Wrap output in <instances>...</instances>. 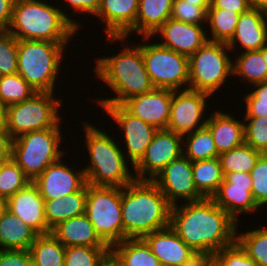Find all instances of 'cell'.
I'll use <instances>...</instances> for the list:
<instances>
[{
  "instance_id": "obj_1",
  "label": "cell",
  "mask_w": 267,
  "mask_h": 266,
  "mask_svg": "<svg viewBox=\"0 0 267 266\" xmlns=\"http://www.w3.org/2000/svg\"><path fill=\"white\" fill-rule=\"evenodd\" d=\"M239 225L212 198L179 203L171 209V228L193 251L208 259L236 242Z\"/></svg>"
},
{
  "instance_id": "obj_2",
  "label": "cell",
  "mask_w": 267,
  "mask_h": 266,
  "mask_svg": "<svg viewBox=\"0 0 267 266\" xmlns=\"http://www.w3.org/2000/svg\"><path fill=\"white\" fill-rule=\"evenodd\" d=\"M61 7L47 0H15L8 32L17 40L70 43L82 24Z\"/></svg>"
},
{
  "instance_id": "obj_3",
  "label": "cell",
  "mask_w": 267,
  "mask_h": 266,
  "mask_svg": "<svg viewBox=\"0 0 267 266\" xmlns=\"http://www.w3.org/2000/svg\"><path fill=\"white\" fill-rule=\"evenodd\" d=\"M123 240L170 226L172 205L152 180L134 179L122 188Z\"/></svg>"
},
{
  "instance_id": "obj_4",
  "label": "cell",
  "mask_w": 267,
  "mask_h": 266,
  "mask_svg": "<svg viewBox=\"0 0 267 266\" xmlns=\"http://www.w3.org/2000/svg\"><path fill=\"white\" fill-rule=\"evenodd\" d=\"M136 44V45H135ZM125 45L116 55L95 58V78L112 89L110 98H96V104H123L130 97L152 91L153 86L146 71L141 43Z\"/></svg>"
},
{
  "instance_id": "obj_5",
  "label": "cell",
  "mask_w": 267,
  "mask_h": 266,
  "mask_svg": "<svg viewBox=\"0 0 267 266\" xmlns=\"http://www.w3.org/2000/svg\"><path fill=\"white\" fill-rule=\"evenodd\" d=\"M82 126L85 135L83 146L90 160L86 167H82L87 184L123 188L131 183L135 179L134 173L130 171L133 166L130 167L121 149L122 143L115 142L116 138L113 139L105 130L88 121H83Z\"/></svg>"
},
{
  "instance_id": "obj_6",
  "label": "cell",
  "mask_w": 267,
  "mask_h": 266,
  "mask_svg": "<svg viewBox=\"0 0 267 266\" xmlns=\"http://www.w3.org/2000/svg\"><path fill=\"white\" fill-rule=\"evenodd\" d=\"M68 43L18 40V71L37 92L56 93V80L62 75V58ZM63 55V56H62Z\"/></svg>"
},
{
  "instance_id": "obj_7",
  "label": "cell",
  "mask_w": 267,
  "mask_h": 266,
  "mask_svg": "<svg viewBox=\"0 0 267 266\" xmlns=\"http://www.w3.org/2000/svg\"><path fill=\"white\" fill-rule=\"evenodd\" d=\"M61 122L53 128L28 132L13 139L12 159L31 182L49 165L64 158L65 151L61 149V144L65 136L60 131Z\"/></svg>"
},
{
  "instance_id": "obj_8",
  "label": "cell",
  "mask_w": 267,
  "mask_h": 266,
  "mask_svg": "<svg viewBox=\"0 0 267 266\" xmlns=\"http://www.w3.org/2000/svg\"><path fill=\"white\" fill-rule=\"evenodd\" d=\"M227 43L207 41L188 57V89L213 96L232 76V60ZM229 78V79H228ZM222 86V87H221Z\"/></svg>"
},
{
  "instance_id": "obj_9",
  "label": "cell",
  "mask_w": 267,
  "mask_h": 266,
  "mask_svg": "<svg viewBox=\"0 0 267 266\" xmlns=\"http://www.w3.org/2000/svg\"><path fill=\"white\" fill-rule=\"evenodd\" d=\"M122 188L87 184L85 214L109 246L123 241Z\"/></svg>"
},
{
  "instance_id": "obj_10",
  "label": "cell",
  "mask_w": 267,
  "mask_h": 266,
  "mask_svg": "<svg viewBox=\"0 0 267 266\" xmlns=\"http://www.w3.org/2000/svg\"><path fill=\"white\" fill-rule=\"evenodd\" d=\"M62 101L54 93L36 92L21 103L8 106L7 131L15 139L28 132L55 127L63 119L59 113Z\"/></svg>"
},
{
  "instance_id": "obj_11",
  "label": "cell",
  "mask_w": 267,
  "mask_h": 266,
  "mask_svg": "<svg viewBox=\"0 0 267 266\" xmlns=\"http://www.w3.org/2000/svg\"><path fill=\"white\" fill-rule=\"evenodd\" d=\"M150 38L152 40L151 36H142L141 52L153 86L173 91L188 89V57L158 42L149 43Z\"/></svg>"
},
{
  "instance_id": "obj_12",
  "label": "cell",
  "mask_w": 267,
  "mask_h": 266,
  "mask_svg": "<svg viewBox=\"0 0 267 266\" xmlns=\"http://www.w3.org/2000/svg\"><path fill=\"white\" fill-rule=\"evenodd\" d=\"M99 107L106 111V115L110 116L117 123L123 137L126 151L125 157L134 166L144 155L147 147L150 145L155 133L158 129L139 117L130 113L122 104H99Z\"/></svg>"
},
{
  "instance_id": "obj_13",
  "label": "cell",
  "mask_w": 267,
  "mask_h": 266,
  "mask_svg": "<svg viewBox=\"0 0 267 266\" xmlns=\"http://www.w3.org/2000/svg\"><path fill=\"white\" fill-rule=\"evenodd\" d=\"M209 98L212 97L207 93L190 89L173 91L170 118L166 129L184 136L204 127L207 121L205 114H207Z\"/></svg>"
},
{
  "instance_id": "obj_14",
  "label": "cell",
  "mask_w": 267,
  "mask_h": 266,
  "mask_svg": "<svg viewBox=\"0 0 267 266\" xmlns=\"http://www.w3.org/2000/svg\"><path fill=\"white\" fill-rule=\"evenodd\" d=\"M182 154L183 136L167 129H159L144 155L133 166L135 179L152 180Z\"/></svg>"
},
{
  "instance_id": "obj_15",
  "label": "cell",
  "mask_w": 267,
  "mask_h": 266,
  "mask_svg": "<svg viewBox=\"0 0 267 266\" xmlns=\"http://www.w3.org/2000/svg\"><path fill=\"white\" fill-rule=\"evenodd\" d=\"M152 181L172 206L204 198L196 189L192 161L184 154L168 164Z\"/></svg>"
},
{
  "instance_id": "obj_16",
  "label": "cell",
  "mask_w": 267,
  "mask_h": 266,
  "mask_svg": "<svg viewBox=\"0 0 267 266\" xmlns=\"http://www.w3.org/2000/svg\"><path fill=\"white\" fill-rule=\"evenodd\" d=\"M252 184L250 173L226 174L212 199L239 223V217L244 216L241 214L247 215L261 210L252 196Z\"/></svg>"
},
{
  "instance_id": "obj_17",
  "label": "cell",
  "mask_w": 267,
  "mask_h": 266,
  "mask_svg": "<svg viewBox=\"0 0 267 266\" xmlns=\"http://www.w3.org/2000/svg\"><path fill=\"white\" fill-rule=\"evenodd\" d=\"M63 158L49 165L33 183L44 200H54L81 190L86 184L84 169H73ZM62 161V162H61ZM72 167V168H71Z\"/></svg>"
},
{
  "instance_id": "obj_18",
  "label": "cell",
  "mask_w": 267,
  "mask_h": 266,
  "mask_svg": "<svg viewBox=\"0 0 267 266\" xmlns=\"http://www.w3.org/2000/svg\"><path fill=\"white\" fill-rule=\"evenodd\" d=\"M139 8V0H102L95 17L105 24L106 41L126 42L135 34V22ZM133 31V32H132Z\"/></svg>"
},
{
  "instance_id": "obj_19",
  "label": "cell",
  "mask_w": 267,
  "mask_h": 266,
  "mask_svg": "<svg viewBox=\"0 0 267 266\" xmlns=\"http://www.w3.org/2000/svg\"><path fill=\"white\" fill-rule=\"evenodd\" d=\"M207 31L209 30L204 25L169 18L151 37L159 35L160 45L190 57L208 41Z\"/></svg>"
},
{
  "instance_id": "obj_20",
  "label": "cell",
  "mask_w": 267,
  "mask_h": 266,
  "mask_svg": "<svg viewBox=\"0 0 267 266\" xmlns=\"http://www.w3.org/2000/svg\"><path fill=\"white\" fill-rule=\"evenodd\" d=\"M173 90L154 88L135 95L122 105L134 116L159 129H166L170 118Z\"/></svg>"
},
{
  "instance_id": "obj_21",
  "label": "cell",
  "mask_w": 267,
  "mask_h": 266,
  "mask_svg": "<svg viewBox=\"0 0 267 266\" xmlns=\"http://www.w3.org/2000/svg\"><path fill=\"white\" fill-rule=\"evenodd\" d=\"M142 239L158 258L161 266L187 265L199 256L177 235L171 226L154 231Z\"/></svg>"
},
{
  "instance_id": "obj_22",
  "label": "cell",
  "mask_w": 267,
  "mask_h": 266,
  "mask_svg": "<svg viewBox=\"0 0 267 266\" xmlns=\"http://www.w3.org/2000/svg\"><path fill=\"white\" fill-rule=\"evenodd\" d=\"M7 203L8 210L38 235L51 233L46 222L44 199L33 182L10 196Z\"/></svg>"
},
{
  "instance_id": "obj_23",
  "label": "cell",
  "mask_w": 267,
  "mask_h": 266,
  "mask_svg": "<svg viewBox=\"0 0 267 266\" xmlns=\"http://www.w3.org/2000/svg\"><path fill=\"white\" fill-rule=\"evenodd\" d=\"M265 44H267V13L250 8L240 14L234 36L227 43L230 52L239 48H242L241 52L260 50Z\"/></svg>"
},
{
  "instance_id": "obj_24",
  "label": "cell",
  "mask_w": 267,
  "mask_h": 266,
  "mask_svg": "<svg viewBox=\"0 0 267 266\" xmlns=\"http://www.w3.org/2000/svg\"><path fill=\"white\" fill-rule=\"evenodd\" d=\"M207 116L206 127L210 130L219 154L244 143V122L231 113L212 110Z\"/></svg>"
},
{
  "instance_id": "obj_25",
  "label": "cell",
  "mask_w": 267,
  "mask_h": 266,
  "mask_svg": "<svg viewBox=\"0 0 267 266\" xmlns=\"http://www.w3.org/2000/svg\"><path fill=\"white\" fill-rule=\"evenodd\" d=\"M51 233L65 247H109L95 232L93 224L85 213L59 223Z\"/></svg>"
},
{
  "instance_id": "obj_26",
  "label": "cell",
  "mask_w": 267,
  "mask_h": 266,
  "mask_svg": "<svg viewBox=\"0 0 267 266\" xmlns=\"http://www.w3.org/2000/svg\"><path fill=\"white\" fill-rule=\"evenodd\" d=\"M87 184L79 191L63 198L44 200V209L48 229L51 231L59 223L85 213Z\"/></svg>"
},
{
  "instance_id": "obj_27",
  "label": "cell",
  "mask_w": 267,
  "mask_h": 266,
  "mask_svg": "<svg viewBox=\"0 0 267 266\" xmlns=\"http://www.w3.org/2000/svg\"><path fill=\"white\" fill-rule=\"evenodd\" d=\"M173 0H139L135 32L141 36H152L171 18Z\"/></svg>"
},
{
  "instance_id": "obj_28",
  "label": "cell",
  "mask_w": 267,
  "mask_h": 266,
  "mask_svg": "<svg viewBox=\"0 0 267 266\" xmlns=\"http://www.w3.org/2000/svg\"><path fill=\"white\" fill-rule=\"evenodd\" d=\"M37 236L33 229L9 210L0 220V250H29Z\"/></svg>"
},
{
  "instance_id": "obj_29",
  "label": "cell",
  "mask_w": 267,
  "mask_h": 266,
  "mask_svg": "<svg viewBox=\"0 0 267 266\" xmlns=\"http://www.w3.org/2000/svg\"><path fill=\"white\" fill-rule=\"evenodd\" d=\"M121 266H161L158 258L142 239H125L110 247Z\"/></svg>"
},
{
  "instance_id": "obj_30",
  "label": "cell",
  "mask_w": 267,
  "mask_h": 266,
  "mask_svg": "<svg viewBox=\"0 0 267 266\" xmlns=\"http://www.w3.org/2000/svg\"><path fill=\"white\" fill-rule=\"evenodd\" d=\"M232 76H238L239 79L250 84L267 81V66L260 50L245 51L238 53V56L232 57ZM246 80V81H245Z\"/></svg>"
},
{
  "instance_id": "obj_31",
  "label": "cell",
  "mask_w": 267,
  "mask_h": 266,
  "mask_svg": "<svg viewBox=\"0 0 267 266\" xmlns=\"http://www.w3.org/2000/svg\"><path fill=\"white\" fill-rule=\"evenodd\" d=\"M197 191L204 198H212L224 180L219 157L192 162Z\"/></svg>"
},
{
  "instance_id": "obj_32",
  "label": "cell",
  "mask_w": 267,
  "mask_h": 266,
  "mask_svg": "<svg viewBox=\"0 0 267 266\" xmlns=\"http://www.w3.org/2000/svg\"><path fill=\"white\" fill-rule=\"evenodd\" d=\"M29 252L33 266H64L65 246L52 233L38 235Z\"/></svg>"
},
{
  "instance_id": "obj_33",
  "label": "cell",
  "mask_w": 267,
  "mask_h": 266,
  "mask_svg": "<svg viewBox=\"0 0 267 266\" xmlns=\"http://www.w3.org/2000/svg\"><path fill=\"white\" fill-rule=\"evenodd\" d=\"M240 14L232 10L208 8L207 22L209 32L208 41L228 43L234 36ZM208 34L210 35L208 37Z\"/></svg>"
},
{
  "instance_id": "obj_34",
  "label": "cell",
  "mask_w": 267,
  "mask_h": 266,
  "mask_svg": "<svg viewBox=\"0 0 267 266\" xmlns=\"http://www.w3.org/2000/svg\"><path fill=\"white\" fill-rule=\"evenodd\" d=\"M183 154L192 162L219 157L212 134L206 126L183 136Z\"/></svg>"
},
{
  "instance_id": "obj_35",
  "label": "cell",
  "mask_w": 267,
  "mask_h": 266,
  "mask_svg": "<svg viewBox=\"0 0 267 266\" xmlns=\"http://www.w3.org/2000/svg\"><path fill=\"white\" fill-rule=\"evenodd\" d=\"M261 154V152L253 149L245 142L238 147L219 154L224 176L235 172L251 173Z\"/></svg>"
},
{
  "instance_id": "obj_36",
  "label": "cell",
  "mask_w": 267,
  "mask_h": 266,
  "mask_svg": "<svg viewBox=\"0 0 267 266\" xmlns=\"http://www.w3.org/2000/svg\"><path fill=\"white\" fill-rule=\"evenodd\" d=\"M238 228L236 241L259 266H267V227L260 225V228L247 232L240 231V235Z\"/></svg>"
},
{
  "instance_id": "obj_37",
  "label": "cell",
  "mask_w": 267,
  "mask_h": 266,
  "mask_svg": "<svg viewBox=\"0 0 267 266\" xmlns=\"http://www.w3.org/2000/svg\"><path fill=\"white\" fill-rule=\"evenodd\" d=\"M36 92L18 73L0 76V101L7 107L31 98Z\"/></svg>"
},
{
  "instance_id": "obj_38",
  "label": "cell",
  "mask_w": 267,
  "mask_h": 266,
  "mask_svg": "<svg viewBox=\"0 0 267 266\" xmlns=\"http://www.w3.org/2000/svg\"><path fill=\"white\" fill-rule=\"evenodd\" d=\"M31 180L13 160L0 164V198L8 199L10 196L25 188Z\"/></svg>"
},
{
  "instance_id": "obj_39",
  "label": "cell",
  "mask_w": 267,
  "mask_h": 266,
  "mask_svg": "<svg viewBox=\"0 0 267 266\" xmlns=\"http://www.w3.org/2000/svg\"><path fill=\"white\" fill-rule=\"evenodd\" d=\"M244 142L253 149L267 153V116L243 117Z\"/></svg>"
},
{
  "instance_id": "obj_40",
  "label": "cell",
  "mask_w": 267,
  "mask_h": 266,
  "mask_svg": "<svg viewBox=\"0 0 267 266\" xmlns=\"http://www.w3.org/2000/svg\"><path fill=\"white\" fill-rule=\"evenodd\" d=\"M110 247H65L64 266H95Z\"/></svg>"
},
{
  "instance_id": "obj_41",
  "label": "cell",
  "mask_w": 267,
  "mask_h": 266,
  "mask_svg": "<svg viewBox=\"0 0 267 266\" xmlns=\"http://www.w3.org/2000/svg\"><path fill=\"white\" fill-rule=\"evenodd\" d=\"M18 40L8 31H0V76L18 71Z\"/></svg>"
},
{
  "instance_id": "obj_42",
  "label": "cell",
  "mask_w": 267,
  "mask_h": 266,
  "mask_svg": "<svg viewBox=\"0 0 267 266\" xmlns=\"http://www.w3.org/2000/svg\"><path fill=\"white\" fill-rule=\"evenodd\" d=\"M210 260L216 266H259L237 241L214 253Z\"/></svg>"
},
{
  "instance_id": "obj_43",
  "label": "cell",
  "mask_w": 267,
  "mask_h": 266,
  "mask_svg": "<svg viewBox=\"0 0 267 266\" xmlns=\"http://www.w3.org/2000/svg\"><path fill=\"white\" fill-rule=\"evenodd\" d=\"M171 18L185 23L207 25V10L184 0H173Z\"/></svg>"
},
{
  "instance_id": "obj_44",
  "label": "cell",
  "mask_w": 267,
  "mask_h": 266,
  "mask_svg": "<svg viewBox=\"0 0 267 266\" xmlns=\"http://www.w3.org/2000/svg\"><path fill=\"white\" fill-rule=\"evenodd\" d=\"M252 196L257 205L262 208L267 204V153H263L251 170Z\"/></svg>"
},
{
  "instance_id": "obj_45",
  "label": "cell",
  "mask_w": 267,
  "mask_h": 266,
  "mask_svg": "<svg viewBox=\"0 0 267 266\" xmlns=\"http://www.w3.org/2000/svg\"><path fill=\"white\" fill-rule=\"evenodd\" d=\"M253 91L243 95L246 105L243 117L267 116V81L252 85Z\"/></svg>"
},
{
  "instance_id": "obj_46",
  "label": "cell",
  "mask_w": 267,
  "mask_h": 266,
  "mask_svg": "<svg viewBox=\"0 0 267 266\" xmlns=\"http://www.w3.org/2000/svg\"><path fill=\"white\" fill-rule=\"evenodd\" d=\"M0 266H33L29 250H0Z\"/></svg>"
},
{
  "instance_id": "obj_47",
  "label": "cell",
  "mask_w": 267,
  "mask_h": 266,
  "mask_svg": "<svg viewBox=\"0 0 267 266\" xmlns=\"http://www.w3.org/2000/svg\"><path fill=\"white\" fill-rule=\"evenodd\" d=\"M64 1V2H63ZM61 2L68 6L66 7H70L68 8L69 10L71 9L74 13H78V14H88L89 15H93L92 17H94L98 10H99V7L101 5V1L102 0H63ZM59 2V0H58Z\"/></svg>"
},
{
  "instance_id": "obj_48",
  "label": "cell",
  "mask_w": 267,
  "mask_h": 266,
  "mask_svg": "<svg viewBox=\"0 0 267 266\" xmlns=\"http://www.w3.org/2000/svg\"><path fill=\"white\" fill-rule=\"evenodd\" d=\"M209 8L228 9L242 14L251 8L250 0H211Z\"/></svg>"
},
{
  "instance_id": "obj_49",
  "label": "cell",
  "mask_w": 267,
  "mask_h": 266,
  "mask_svg": "<svg viewBox=\"0 0 267 266\" xmlns=\"http://www.w3.org/2000/svg\"><path fill=\"white\" fill-rule=\"evenodd\" d=\"M15 0H0V31H8Z\"/></svg>"
},
{
  "instance_id": "obj_50",
  "label": "cell",
  "mask_w": 267,
  "mask_h": 266,
  "mask_svg": "<svg viewBox=\"0 0 267 266\" xmlns=\"http://www.w3.org/2000/svg\"><path fill=\"white\" fill-rule=\"evenodd\" d=\"M13 138L7 130H0V162L12 159Z\"/></svg>"
},
{
  "instance_id": "obj_51",
  "label": "cell",
  "mask_w": 267,
  "mask_h": 266,
  "mask_svg": "<svg viewBox=\"0 0 267 266\" xmlns=\"http://www.w3.org/2000/svg\"><path fill=\"white\" fill-rule=\"evenodd\" d=\"M95 266H121V265L115 254L111 250H109L100 258V260L96 263Z\"/></svg>"
},
{
  "instance_id": "obj_52",
  "label": "cell",
  "mask_w": 267,
  "mask_h": 266,
  "mask_svg": "<svg viewBox=\"0 0 267 266\" xmlns=\"http://www.w3.org/2000/svg\"><path fill=\"white\" fill-rule=\"evenodd\" d=\"M8 107L0 101V130H7Z\"/></svg>"
},
{
  "instance_id": "obj_53",
  "label": "cell",
  "mask_w": 267,
  "mask_h": 266,
  "mask_svg": "<svg viewBox=\"0 0 267 266\" xmlns=\"http://www.w3.org/2000/svg\"><path fill=\"white\" fill-rule=\"evenodd\" d=\"M251 8L267 13V0H250Z\"/></svg>"
},
{
  "instance_id": "obj_54",
  "label": "cell",
  "mask_w": 267,
  "mask_h": 266,
  "mask_svg": "<svg viewBox=\"0 0 267 266\" xmlns=\"http://www.w3.org/2000/svg\"><path fill=\"white\" fill-rule=\"evenodd\" d=\"M209 261L208 258L198 256L192 263L183 266H205Z\"/></svg>"
},
{
  "instance_id": "obj_55",
  "label": "cell",
  "mask_w": 267,
  "mask_h": 266,
  "mask_svg": "<svg viewBox=\"0 0 267 266\" xmlns=\"http://www.w3.org/2000/svg\"><path fill=\"white\" fill-rule=\"evenodd\" d=\"M185 2L193 3L194 5H198L204 7L206 10L211 5V0H184Z\"/></svg>"
},
{
  "instance_id": "obj_56",
  "label": "cell",
  "mask_w": 267,
  "mask_h": 266,
  "mask_svg": "<svg viewBox=\"0 0 267 266\" xmlns=\"http://www.w3.org/2000/svg\"><path fill=\"white\" fill-rule=\"evenodd\" d=\"M7 210H8L7 199L0 198V220L3 218Z\"/></svg>"
},
{
  "instance_id": "obj_57",
  "label": "cell",
  "mask_w": 267,
  "mask_h": 266,
  "mask_svg": "<svg viewBox=\"0 0 267 266\" xmlns=\"http://www.w3.org/2000/svg\"><path fill=\"white\" fill-rule=\"evenodd\" d=\"M262 55H263V58H264V62L266 63V66H267V44H265L262 47Z\"/></svg>"
},
{
  "instance_id": "obj_58",
  "label": "cell",
  "mask_w": 267,
  "mask_h": 266,
  "mask_svg": "<svg viewBox=\"0 0 267 266\" xmlns=\"http://www.w3.org/2000/svg\"><path fill=\"white\" fill-rule=\"evenodd\" d=\"M205 266H216L211 260Z\"/></svg>"
}]
</instances>
